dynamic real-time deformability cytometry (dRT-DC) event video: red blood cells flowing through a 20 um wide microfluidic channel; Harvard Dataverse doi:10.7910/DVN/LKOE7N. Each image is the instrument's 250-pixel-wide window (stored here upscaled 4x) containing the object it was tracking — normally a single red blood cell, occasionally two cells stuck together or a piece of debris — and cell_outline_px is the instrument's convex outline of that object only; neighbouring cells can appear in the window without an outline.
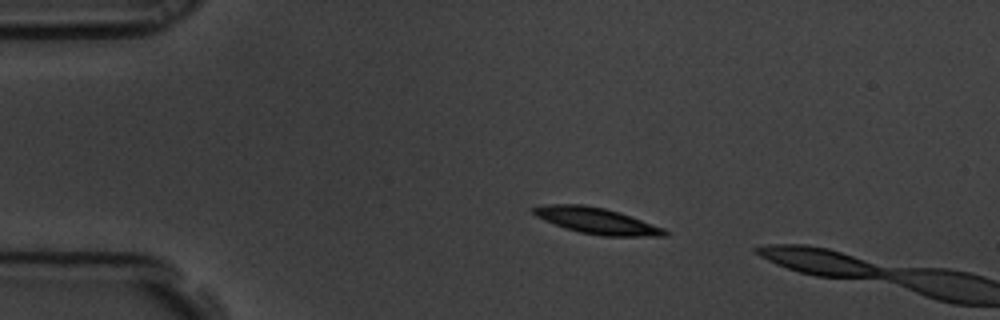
{"species": "common noctule bat (a hibernating species)", "species_latin": "Nyctalus noctula", "temperature_condition": "room temperature", "stored_images_in_passage": 3, "camera_frame_rate_fps": 3000, "um_per_image_px": 0.085, "animal": {"sex": "male", "body_mass_g": 19.5, "forearm_length_mm": 54.6}, "frame": {"image": 1, "passage_image": 2, "time_ms": 0.333, "image_size_px": [1000, 320], "cell_outline_px": [[672, 232], [668, 236], [600, 236], [580, 232], [544, 220], [536, 216], [532, 212], [532, 208], [548, 204], [584, 204], [604, 208], [620, 212], [664, 228]], "centroid_in_image_um": [50.78, 18.77], "position_along_channel_um": 34.2, "area_um2": 19.94}}